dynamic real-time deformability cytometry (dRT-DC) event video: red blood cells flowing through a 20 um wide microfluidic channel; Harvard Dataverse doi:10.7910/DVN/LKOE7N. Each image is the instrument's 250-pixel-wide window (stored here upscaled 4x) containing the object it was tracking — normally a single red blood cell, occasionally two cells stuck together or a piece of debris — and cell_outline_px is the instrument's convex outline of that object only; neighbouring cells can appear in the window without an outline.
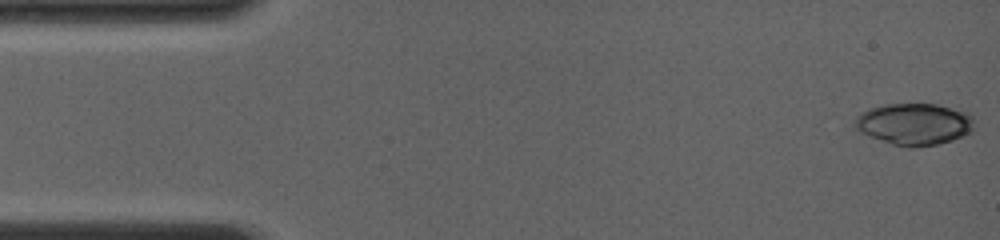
{"species": "common noctule bat (a hibernating species)", "species_latin": "Nyctalus noctula", "temperature_condition": "room temperature", "stored_images_in_passage": 17, "camera_frame_rate_fps": 4000, "um_per_image_px": 0.085, "animal": {"sex": "female", "body_mass_g": 19.0, "forearm_length_mm": 56.7}, "frame": {"image": 1, "passage_image": 1, "time_ms": 0.0, "image_size_px": [1000, 240], "cell_outline_px": [[972, 132], [952, 140], [936, 144], [912, 148], [908, 148], [892, 144], [860, 132], [852, 124], [856, 116], [860, 112], [868, 108], [888, 104], [936, 104], [968, 112], [972, 116]], "centroid_in_image_um": [77.68, 10.54], "position_along_channel_um": 7.3, "area_um2": 29.07}}
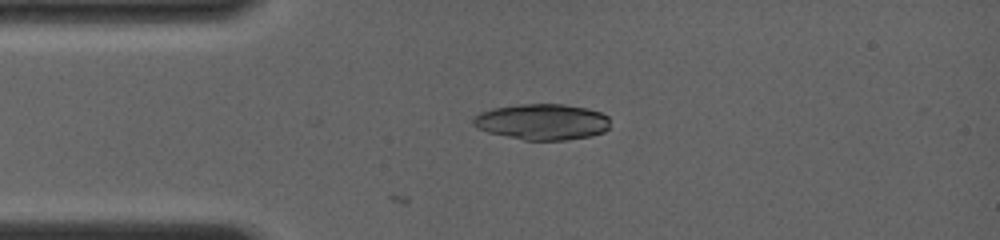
{"frame": {"image": 2, "passage_image": 17, "time_ms": 3.25, "image_size_px": [1000, 240], "cell_outline_px": [[608, 128], [604, 132], [592, 136], [568, 140], [524, 140], [488, 132], [476, 128], [472, 124], [472, 120], [480, 112], [492, 108], [520, 104], [564, 104], [584, 108], [600, 112], [608, 116]], "centroid_in_image_um": [46.07, 10.36], "position_along_channel_um": 38.9, "area_um2": 28.73}}